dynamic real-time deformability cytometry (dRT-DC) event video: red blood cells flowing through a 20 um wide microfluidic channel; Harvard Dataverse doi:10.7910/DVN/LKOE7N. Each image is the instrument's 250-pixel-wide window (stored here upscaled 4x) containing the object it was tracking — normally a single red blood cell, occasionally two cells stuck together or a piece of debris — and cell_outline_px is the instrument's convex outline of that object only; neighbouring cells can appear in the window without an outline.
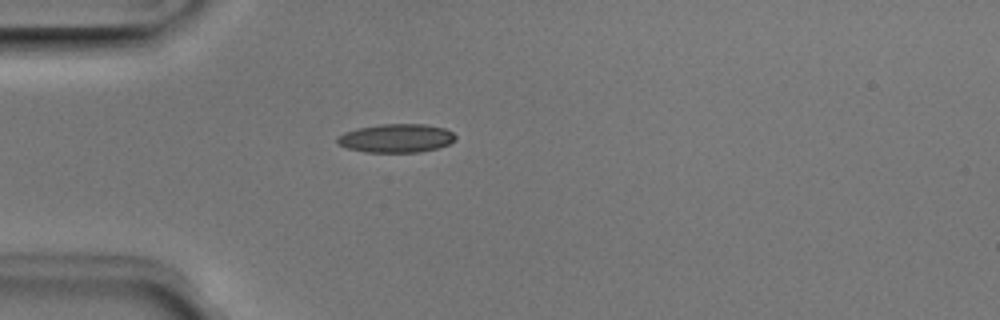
{"species": "Egyptian fruit bat (a non-hibernating species)", "species_latin": "Rousettus aegyptiacus", "temperature_condition": "room temperature", "stored_images_in_passage": 2, "camera_frame_rate_fps": 3000, "um_per_image_px": 0.085, "animal": {"sex": "male"}, "frame": {"image": 1, "passage_image": 2, "time_ms": 0.333, "image_size_px": [1000, 320], "cell_outline_px": [[456, 140], [448, 144], [436, 148], [416, 152], [364, 152], [348, 148], [340, 144], [336, 140], [336, 136], [344, 132], [360, 128], [380, 124], [424, 124], [444, 128], [452, 132], [456, 136]], "centroid_in_image_um": [33.68, 11.74], "position_along_channel_um": 51.3, "area_um2": 19.54}}